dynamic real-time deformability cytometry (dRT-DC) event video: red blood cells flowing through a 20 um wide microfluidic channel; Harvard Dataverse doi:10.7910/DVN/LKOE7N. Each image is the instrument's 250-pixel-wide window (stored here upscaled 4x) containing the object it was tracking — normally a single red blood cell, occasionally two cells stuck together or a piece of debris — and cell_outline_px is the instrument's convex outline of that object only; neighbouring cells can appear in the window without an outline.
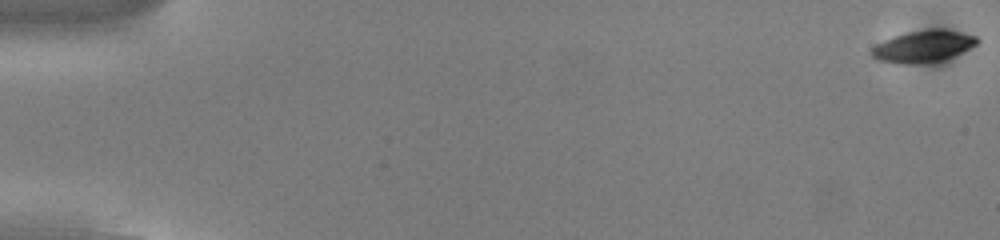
{"species": "common noctule bat (a hibernating species)", "species_latin": "Nyctalus noctula", "temperature_condition": "cold", "stored_images_in_passage": 8, "camera_frame_rate_fps": 3000, "um_per_image_px": 0.085, "animal": {"sex": "male", "body_mass_g": 13.0, "forearm_length_mm": 53.1}, "frame": {"image": 1, "passage_image": 1, "time_ms": 0.0, "image_size_px": [1000, 240], "cell_outline_px": [[980, 40], [976, 44], [944, 60], [920, 64], [896, 64], [876, 60], [872, 56], [872, 48], [876, 44], [884, 40], [908, 32], [932, 28], [940, 28], [960, 32], [976, 36]], "centroid_in_image_um": [78.45, 3.95], "position_along_channel_um": 6.5, "area_um2": 19.54}}